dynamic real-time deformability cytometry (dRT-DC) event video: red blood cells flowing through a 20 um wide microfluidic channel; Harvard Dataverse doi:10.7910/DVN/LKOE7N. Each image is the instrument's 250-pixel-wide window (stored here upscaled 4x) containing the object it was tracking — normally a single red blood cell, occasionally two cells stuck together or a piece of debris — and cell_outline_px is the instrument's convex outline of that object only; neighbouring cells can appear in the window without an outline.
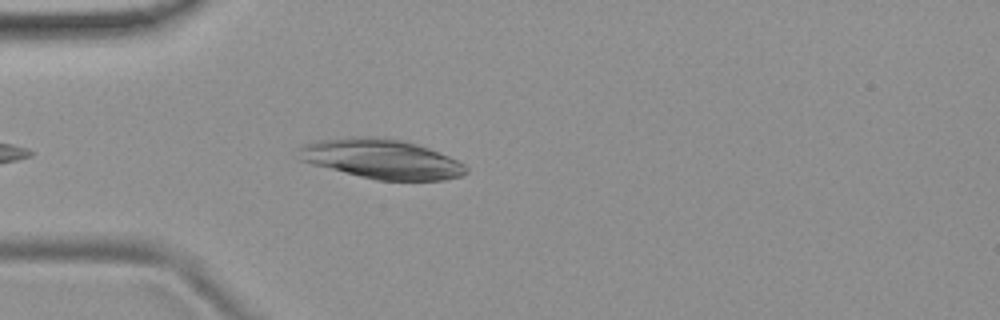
{"species": "common noctule bat (a hibernating species)", "species_latin": "Nyctalus noctula", "temperature_condition": "room temperature", "stored_images_in_passage": 3, "camera_frame_rate_fps": 3000, "um_per_image_px": 0.085, "animal": {"sex": "female", "body_mass_g": 19.9}, "frame": {"image": 1, "passage_image": 3, "time_ms": 2.333, "image_size_px": [1000, 320], "cell_outline_px": [[468, 172], [460, 176], [444, 180], [376, 180], [312, 164], [300, 160], [300, 148], [304, 144], [316, 140], [352, 136], [376, 136], [400, 140], [416, 144], [428, 148], [448, 156], [464, 164], [468, 168]], "centroid_in_image_um": [32.43, 13.5], "position_along_channel_um": 52.6, "area_um2": 38.38}}